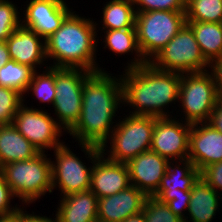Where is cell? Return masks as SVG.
Masks as SVG:
<instances>
[{"mask_svg": "<svg viewBox=\"0 0 222 222\" xmlns=\"http://www.w3.org/2000/svg\"><path fill=\"white\" fill-rule=\"evenodd\" d=\"M219 97L210 71L183 73L178 102L185 115L184 122H208Z\"/></svg>", "mask_w": 222, "mask_h": 222, "instance_id": "ba28073f", "label": "cell"}, {"mask_svg": "<svg viewBox=\"0 0 222 222\" xmlns=\"http://www.w3.org/2000/svg\"><path fill=\"white\" fill-rule=\"evenodd\" d=\"M201 177L217 192L222 191V161L205 167L201 171Z\"/></svg>", "mask_w": 222, "mask_h": 222, "instance_id": "e575fe53", "label": "cell"}, {"mask_svg": "<svg viewBox=\"0 0 222 222\" xmlns=\"http://www.w3.org/2000/svg\"><path fill=\"white\" fill-rule=\"evenodd\" d=\"M40 152L11 124L0 125V168L34 158Z\"/></svg>", "mask_w": 222, "mask_h": 222, "instance_id": "7402d4cb", "label": "cell"}, {"mask_svg": "<svg viewBox=\"0 0 222 222\" xmlns=\"http://www.w3.org/2000/svg\"><path fill=\"white\" fill-rule=\"evenodd\" d=\"M55 161L52 165V189L57 187L60 196L88 191L90 189L93 165L87 167L66 144L55 148ZM63 194V195H62Z\"/></svg>", "mask_w": 222, "mask_h": 222, "instance_id": "7c38bea8", "label": "cell"}, {"mask_svg": "<svg viewBox=\"0 0 222 222\" xmlns=\"http://www.w3.org/2000/svg\"><path fill=\"white\" fill-rule=\"evenodd\" d=\"M186 21L222 23V0H186Z\"/></svg>", "mask_w": 222, "mask_h": 222, "instance_id": "484cf974", "label": "cell"}, {"mask_svg": "<svg viewBox=\"0 0 222 222\" xmlns=\"http://www.w3.org/2000/svg\"><path fill=\"white\" fill-rule=\"evenodd\" d=\"M93 164L90 180V191L96 197L104 198L116 194L131 186L129 169L126 163L114 162L101 153L99 147L89 144H78Z\"/></svg>", "mask_w": 222, "mask_h": 222, "instance_id": "8fae6325", "label": "cell"}, {"mask_svg": "<svg viewBox=\"0 0 222 222\" xmlns=\"http://www.w3.org/2000/svg\"><path fill=\"white\" fill-rule=\"evenodd\" d=\"M11 60L6 42L0 41V68Z\"/></svg>", "mask_w": 222, "mask_h": 222, "instance_id": "f35d334b", "label": "cell"}, {"mask_svg": "<svg viewBox=\"0 0 222 222\" xmlns=\"http://www.w3.org/2000/svg\"><path fill=\"white\" fill-rule=\"evenodd\" d=\"M47 156L40 152L30 160L8 163L0 168L15 198L18 197L26 206L47 192L53 193L52 165Z\"/></svg>", "mask_w": 222, "mask_h": 222, "instance_id": "277c9868", "label": "cell"}, {"mask_svg": "<svg viewBox=\"0 0 222 222\" xmlns=\"http://www.w3.org/2000/svg\"><path fill=\"white\" fill-rule=\"evenodd\" d=\"M190 196H191V190L190 191L180 190V192H176V193H162L158 197V199L162 203H166L169 209L175 215L185 220L186 216L184 212L188 211Z\"/></svg>", "mask_w": 222, "mask_h": 222, "instance_id": "d6a6232c", "label": "cell"}, {"mask_svg": "<svg viewBox=\"0 0 222 222\" xmlns=\"http://www.w3.org/2000/svg\"><path fill=\"white\" fill-rule=\"evenodd\" d=\"M124 222H146L143 212L127 218Z\"/></svg>", "mask_w": 222, "mask_h": 222, "instance_id": "ab89813d", "label": "cell"}, {"mask_svg": "<svg viewBox=\"0 0 222 222\" xmlns=\"http://www.w3.org/2000/svg\"><path fill=\"white\" fill-rule=\"evenodd\" d=\"M174 117L156 118L150 147L168 161L186 159L189 153L191 124Z\"/></svg>", "mask_w": 222, "mask_h": 222, "instance_id": "4fadbf2b", "label": "cell"}, {"mask_svg": "<svg viewBox=\"0 0 222 222\" xmlns=\"http://www.w3.org/2000/svg\"><path fill=\"white\" fill-rule=\"evenodd\" d=\"M98 23L71 12L61 27L46 40L47 61L51 67L82 68L92 73L105 71L96 64Z\"/></svg>", "mask_w": 222, "mask_h": 222, "instance_id": "3957f363", "label": "cell"}, {"mask_svg": "<svg viewBox=\"0 0 222 222\" xmlns=\"http://www.w3.org/2000/svg\"><path fill=\"white\" fill-rule=\"evenodd\" d=\"M221 195L200 177L191 189L187 211L189 216H186L184 222H212L216 213L219 212Z\"/></svg>", "mask_w": 222, "mask_h": 222, "instance_id": "ffe728a7", "label": "cell"}, {"mask_svg": "<svg viewBox=\"0 0 222 222\" xmlns=\"http://www.w3.org/2000/svg\"><path fill=\"white\" fill-rule=\"evenodd\" d=\"M33 72L29 66L10 60L0 68V86L13 88L25 95Z\"/></svg>", "mask_w": 222, "mask_h": 222, "instance_id": "4316f807", "label": "cell"}, {"mask_svg": "<svg viewBox=\"0 0 222 222\" xmlns=\"http://www.w3.org/2000/svg\"><path fill=\"white\" fill-rule=\"evenodd\" d=\"M48 112L24 104L14 116L12 124L39 152L54 150L65 142L60 141L64 129ZM63 130V131H62Z\"/></svg>", "mask_w": 222, "mask_h": 222, "instance_id": "30bf717a", "label": "cell"}, {"mask_svg": "<svg viewBox=\"0 0 222 222\" xmlns=\"http://www.w3.org/2000/svg\"><path fill=\"white\" fill-rule=\"evenodd\" d=\"M127 115L125 114L126 117L123 116L122 120L119 119L107 142L100 148L101 153L108 155L107 158L114 162L127 163L140 153L150 150L151 147L157 117ZM108 141H110V150L106 149Z\"/></svg>", "mask_w": 222, "mask_h": 222, "instance_id": "5b68a950", "label": "cell"}, {"mask_svg": "<svg viewBox=\"0 0 222 222\" xmlns=\"http://www.w3.org/2000/svg\"><path fill=\"white\" fill-rule=\"evenodd\" d=\"M43 73L38 74L34 71L31 81L26 89V92L32 91L33 95L38 98L41 103H51L55 101V67L49 65L45 67Z\"/></svg>", "mask_w": 222, "mask_h": 222, "instance_id": "83f0119b", "label": "cell"}, {"mask_svg": "<svg viewBox=\"0 0 222 222\" xmlns=\"http://www.w3.org/2000/svg\"><path fill=\"white\" fill-rule=\"evenodd\" d=\"M150 63L159 70L181 74L207 71L210 64L203 56L194 32L187 23Z\"/></svg>", "mask_w": 222, "mask_h": 222, "instance_id": "52a82bcc", "label": "cell"}, {"mask_svg": "<svg viewBox=\"0 0 222 222\" xmlns=\"http://www.w3.org/2000/svg\"><path fill=\"white\" fill-rule=\"evenodd\" d=\"M142 212L146 222H184L169 209L166 203L153 196L146 198Z\"/></svg>", "mask_w": 222, "mask_h": 222, "instance_id": "4dcf8cb0", "label": "cell"}, {"mask_svg": "<svg viewBox=\"0 0 222 222\" xmlns=\"http://www.w3.org/2000/svg\"><path fill=\"white\" fill-rule=\"evenodd\" d=\"M12 1L0 0V41L6 42L21 25L20 12Z\"/></svg>", "mask_w": 222, "mask_h": 222, "instance_id": "f546056e", "label": "cell"}, {"mask_svg": "<svg viewBox=\"0 0 222 222\" xmlns=\"http://www.w3.org/2000/svg\"><path fill=\"white\" fill-rule=\"evenodd\" d=\"M24 95L17 90L0 86V125L11 124L19 108L24 104Z\"/></svg>", "mask_w": 222, "mask_h": 222, "instance_id": "f1b7e54d", "label": "cell"}, {"mask_svg": "<svg viewBox=\"0 0 222 222\" xmlns=\"http://www.w3.org/2000/svg\"><path fill=\"white\" fill-rule=\"evenodd\" d=\"M6 44L11 60L27 65L34 71H37L38 65H45L46 41L34 31L20 25L7 39Z\"/></svg>", "mask_w": 222, "mask_h": 222, "instance_id": "ac0fdd59", "label": "cell"}, {"mask_svg": "<svg viewBox=\"0 0 222 222\" xmlns=\"http://www.w3.org/2000/svg\"><path fill=\"white\" fill-rule=\"evenodd\" d=\"M185 23V12L181 11L136 12V36L143 57L150 62Z\"/></svg>", "mask_w": 222, "mask_h": 222, "instance_id": "8992f818", "label": "cell"}, {"mask_svg": "<svg viewBox=\"0 0 222 222\" xmlns=\"http://www.w3.org/2000/svg\"><path fill=\"white\" fill-rule=\"evenodd\" d=\"M102 30L135 28L136 11L133 0H110L102 8Z\"/></svg>", "mask_w": 222, "mask_h": 222, "instance_id": "d4e9b609", "label": "cell"}, {"mask_svg": "<svg viewBox=\"0 0 222 222\" xmlns=\"http://www.w3.org/2000/svg\"><path fill=\"white\" fill-rule=\"evenodd\" d=\"M92 72L82 68L55 67V101L57 123L67 133L76 125L81 115L85 80Z\"/></svg>", "mask_w": 222, "mask_h": 222, "instance_id": "9c48e42d", "label": "cell"}, {"mask_svg": "<svg viewBox=\"0 0 222 222\" xmlns=\"http://www.w3.org/2000/svg\"><path fill=\"white\" fill-rule=\"evenodd\" d=\"M106 71L92 73L84 82L79 121L68 132L79 144L101 148L116 127L113 122L121 103V77ZM114 125V126H113Z\"/></svg>", "mask_w": 222, "mask_h": 222, "instance_id": "6da1fadb", "label": "cell"}, {"mask_svg": "<svg viewBox=\"0 0 222 222\" xmlns=\"http://www.w3.org/2000/svg\"><path fill=\"white\" fill-rule=\"evenodd\" d=\"M136 12L186 10V0H133Z\"/></svg>", "mask_w": 222, "mask_h": 222, "instance_id": "1f68e13d", "label": "cell"}, {"mask_svg": "<svg viewBox=\"0 0 222 222\" xmlns=\"http://www.w3.org/2000/svg\"><path fill=\"white\" fill-rule=\"evenodd\" d=\"M0 222H16V213L13 216L0 217Z\"/></svg>", "mask_w": 222, "mask_h": 222, "instance_id": "60d3db41", "label": "cell"}, {"mask_svg": "<svg viewBox=\"0 0 222 222\" xmlns=\"http://www.w3.org/2000/svg\"><path fill=\"white\" fill-rule=\"evenodd\" d=\"M207 123L222 133V99H219L216 103Z\"/></svg>", "mask_w": 222, "mask_h": 222, "instance_id": "74e56055", "label": "cell"}, {"mask_svg": "<svg viewBox=\"0 0 222 222\" xmlns=\"http://www.w3.org/2000/svg\"><path fill=\"white\" fill-rule=\"evenodd\" d=\"M27 3L21 25L34 31L45 41L73 11L64 0H30Z\"/></svg>", "mask_w": 222, "mask_h": 222, "instance_id": "5bb4252c", "label": "cell"}, {"mask_svg": "<svg viewBox=\"0 0 222 222\" xmlns=\"http://www.w3.org/2000/svg\"><path fill=\"white\" fill-rule=\"evenodd\" d=\"M209 69L214 79V84L216 87V91L219 99H222V59H217L209 64Z\"/></svg>", "mask_w": 222, "mask_h": 222, "instance_id": "d590c367", "label": "cell"}, {"mask_svg": "<svg viewBox=\"0 0 222 222\" xmlns=\"http://www.w3.org/2000/svg\"><path fill=\"white\" fill-rule=\"evenodd\" d=\"M200 177L201 171L195 168L189 158L175 160V162L168 161L166 173L161 179L158 190L152 196L158 198L162 193L190 191Z\"/></svg>", "mask_w": 222, "mask_h": 222, "instance_id": "44dd1931", "label": "cell"}, {"mask_svg": "<svg viewBox=\"0 0 222 222\" xmlns=\"http://www.w3.org/2000/svg\"><path fill=\"white\" fill-rule=\"evenodd\" d=\"M192 28L205 59L210 63L222 59V23L186 21Z\"/></svg>", "mask_w": 222, "mask_h": 222, "instance_id": "cb8c5ba5", "label": "cell"}, {"mask_svg": "<svg viewBox=\"0 0 222 222\" xmlns=\"http://www.w3.org/2000/svg\"><path fill=\"white\" fill-rule=\"evenodd\" d=\"M124 72L120 75L123 104L134 109L129 114L172 117L173 111L166 112V107L178 102L181 73L159 70L150 62Z\"/></svg>", "mask_w": 222, "mask_h": 222, "instance_id": "7a4b0ae2", "label": "cell"}, {"mask_svg": "<svg viewBox=\"0 0 222 222\" xmlns=\"http://www.w3.org/2000/svg\"><path fill=\"white\" fill-rule=\"evenodd\" d=\"M148 196L131 185L111 196L98 199V222H124L127 218L143 211Z\"/></svg>", "mask_w": 222, "mask_h": 222, "instance_id": "e0dca14e", "label": "cell"}, {"mask_svg": "<svg viewBox=\"0 0 222 222\" xmlns=\"http://www.w3.org/2000/svg\"><path fill=\"white\" fill-rule=\"evenodd\" d=\"M23 209L16 213V222H55L54 219L49 218L47 216L35 215L34 212L32 214L27 213V211H23Z\"/></svg>", "mask_w": 222, "mask_h": 222, "instance_id": "8d00e7d4", "label": "cell"}, {"mask_svg": "<svg viewBox=\"0 0 222 222\" xmlns=\"http://www.w3.org/2000/svg\"><path fill=\"white\" fill-rule=\"evenodd\" d=\"M55 222H98V198L88 190L60 197Z\"/></svg>", "mask_w": 222, "mask_h": 222, "instance_id": "d6986e66", "label": "cell"}, {"mask_svg": "<svg viewBox=\"0 0 222 222\" xmlns=\"http://www.w3.org/2000/svg\"><path fill=\"white\" fill-rule=\"evenodd\" d=\"M188 158L200 171L221 162L222 133L207 122L191 124Z\"/></svg>", "mask_w": 222, "mask_h": 222, "instance_id": "9a60e30c", "label": "cell"}, {"mask_svg": "<svg viewBox=\"0 0 222 222\" xmlns=\"http://www.w3.org/2000/svg\"><path fill=\"white\" fill-rule=\"evenodd\" d=\"M104 42L105 47L118 55L135 53L134 59H130L126 64L124 70L137 68L148 63L143 57L136 36V28L119 29V30H105ZM134 52V53H133ZM130 62V63H129Z\"/></svg>", "mask_w": 222, "mask_h": 222, "instance_id": "603a6c76", "label": "cell"}, {"mask_svg": "<svg viewBox=\"0 0 222 222\" xmlns=\"http://www.w3.org/2000/svg\"><path fill=\"white\" fill-rule=\"evenodd\" d=\"M126 164L131 185L147 196H152L158 190L161 179L166 173L168 160L148 150L130 159Z\"/></svg>", "mask_w": 222, "mask_h": 222, "instance_id": "2e32d148", "label": "cell"}, {"mask_svg": "<svg viewBox=\"0 0 222 222\" xmlns=\"http://www.w3.org/2000/svg\"><path fill=\"white\" fill-rule=\"evenodd\" d=\"M14 196L12 189L5 181L4 175L0 170V217L13 216L22 209L20 206L17 207V204L15 207L11 206V199H14Z\"/></svg>", "mask_w": 222, "mask_h": 222, "instance_id": "836d02e7", "label": "cell"}]
</instances>
